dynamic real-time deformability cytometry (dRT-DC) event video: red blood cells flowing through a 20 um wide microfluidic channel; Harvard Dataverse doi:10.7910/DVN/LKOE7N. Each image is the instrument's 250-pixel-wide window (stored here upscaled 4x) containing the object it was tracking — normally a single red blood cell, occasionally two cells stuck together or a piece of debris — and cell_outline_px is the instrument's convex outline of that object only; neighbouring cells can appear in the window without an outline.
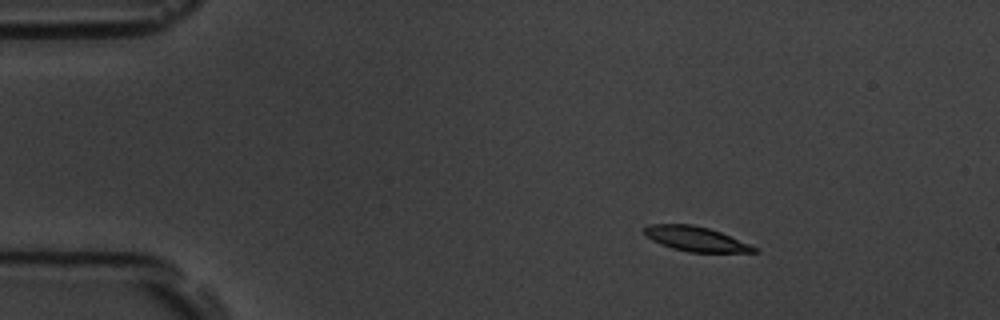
{"species": "common noctule bat (a hibernating species)", "species_latin": "Nyctalus noctula", "temperature_condition": "room temperature", "stored_images_in_passage": 10, "camera_frame_rate_fps": 3000, "um_per_image_px": 0.085, "animal": {"sex": "male", "body_mass_g": 19.5, "forearm_length_mm": 54.6}, "frame": {"image": 1, "passage_image": 2, "time_ms": 1.0, "image_size_px": [1000, 320], "cell_outline_px": [[760, 252], [688, 252], [672, 248], [660, 244], [644, 236], [644, 228], [648, 224], [692, 224], [708, 228], [720, 232], [748, 244], [756, 248]], "centroid_in_image_um": [59.07, 20.3], "position_along_channel_um": 25.9, "area_um2": 15.66}}
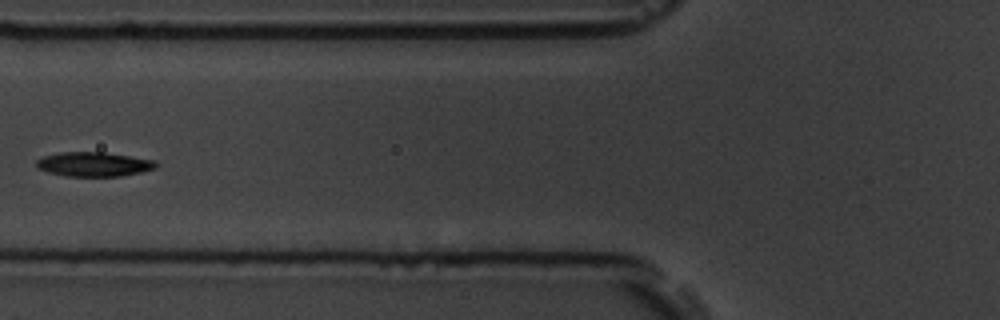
{"frame": {"image": 2, "passage_image": 6, "time_ms": 5.667, "image_size_px": [1000, 320], "cell_outline_px": [[160, 164], [156, 168], [140, 172], [120, 176], [68, 176], [48, 172], [36, 168], [36, 160], [44, 156], [60, 152], [104, 152], [156, 160]], "centroid_in_image_um": [7.99, 13.95], "position_along_channel_um": 117.8, "area_um2": 17.05}}
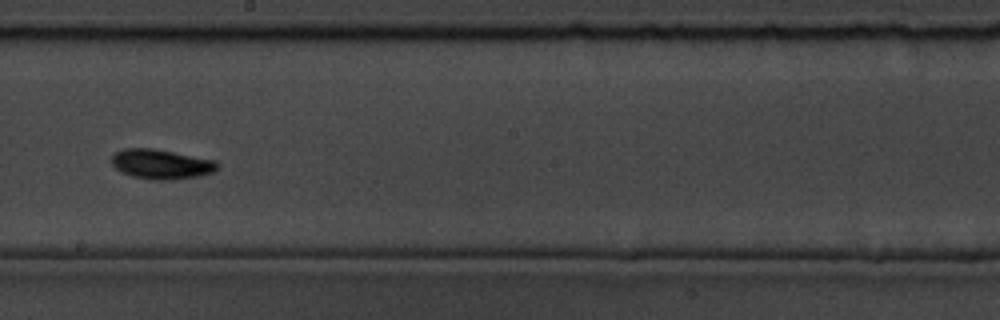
{"frame": {"image": 3, "passage_image": 9, "time_ms": 9.0, "image_size_px": [1000, 320], "cell_outline_px": [[220, 164], [212, 172], [200, 176], [168, 180], [152, 180], [132, 176], [120, 172], [112, 164], [112, 156], [116, 152], [124, 148], [152, 148], [216, 160]], "centroid_in_image_um": [13.7, 13.95], "position_along_channel_um": 234.5, "area_um2": 18.32}}